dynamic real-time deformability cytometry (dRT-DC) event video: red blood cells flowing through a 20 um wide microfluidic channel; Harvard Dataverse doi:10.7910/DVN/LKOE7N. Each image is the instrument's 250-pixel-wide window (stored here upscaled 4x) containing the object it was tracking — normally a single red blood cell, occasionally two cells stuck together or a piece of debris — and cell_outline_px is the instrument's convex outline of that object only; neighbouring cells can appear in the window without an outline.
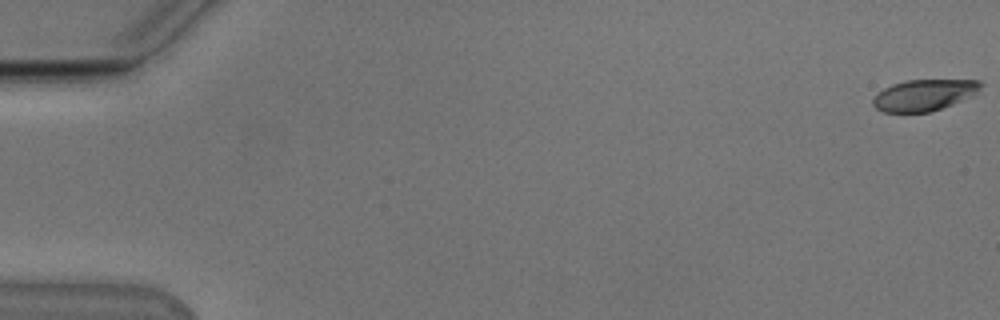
{"species": "Egyptian fruit bat (a non-hibernating species)", "species_latin": "Rousettus aegyptiacus", "temperature_condition": "cold", "stored_images_in_passage": 54, "camera_frame_rate_fps": 3000, "um_per_image_px": 0.085, "animal": {"sex": "male"}, "frame": {"image": 1, "passage_image": 1, "time_ms": 0.0, "image_size_px": [1000, 320], "cell_outline_px": [[984, 84], [980, 92], [972, 96], [952, 104], [928, 112], [884, 112], [876, 108], [872, 104], [872, 100], [884, 88], [892, 84], [904, 80], [980, 80]], "centroid_in_image_um": [78.59, 8.07], "position_along_channel_um": 6.4, "area_um2": 19.65}}
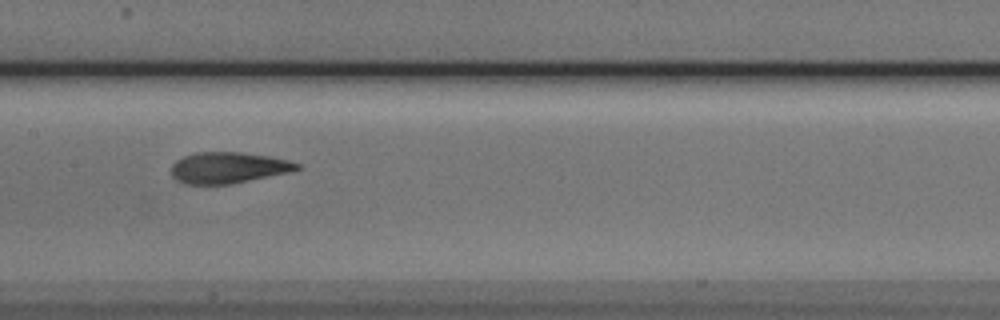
{"frame": {"image": 2, "passage_image": 28, "time_ms": 9.0, "image_size_px": [1000, 320], "cell_outline_px": [[300, 168], [288, 172], [232, 184], [184, 184], [176, 180], [172, 176], [172, 164], [176, 160], [184, 156], [196, 152], [240, 152], [268, 156], [288, 160], [300, 164]], "centroid_in_image_um": [19.37, 14.25], "position_along_channel_um": 188.0, "area_um2": 22.72}}
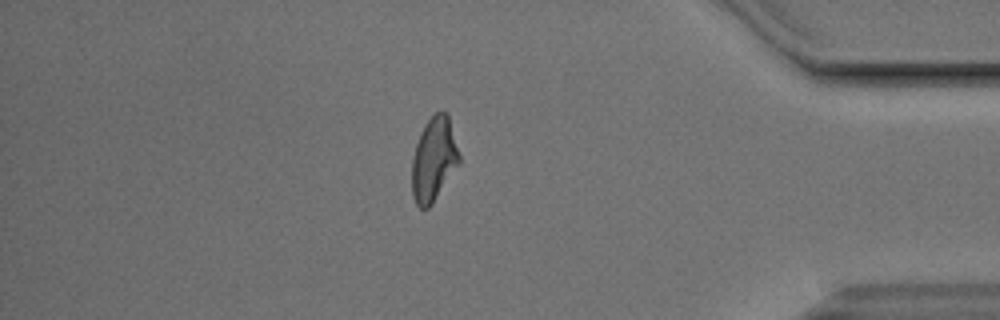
{"frame": {"image": 3, "passage_image": 47, "time_ms": 15.333, "image_size_px": [1000, 320], "cell_outline_px": [[460, 164], [432, 204], [428, 208], [420, 208], [416, 204], [412, 196], [412, 160], [416, 144], [420, 132], [424, 124], [440, 108], [448, 116], [460, 156]], "centroid_in_image_um": [36.87, 13.56], "position_along_channel_um": 398.3, "area_um2": 23.18}, "authors_computed_cell_mechanics": {"area_um2": 22.9466, "velocity_mm_per_s": 3.8407, "shape_relaxation_time_tau1_ms": 3.8713, "shape_relaxation_time_tau2_ms": 1.9403, "deformation_change_tau1": 0.1578, "deformation_change_tau2": 0.0683}}